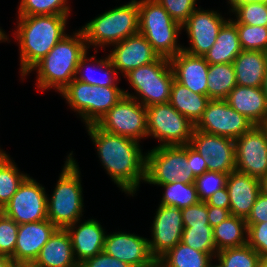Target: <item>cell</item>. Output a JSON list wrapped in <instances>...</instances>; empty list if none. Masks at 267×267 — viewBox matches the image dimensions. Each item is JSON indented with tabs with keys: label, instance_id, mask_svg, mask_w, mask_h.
<instances>
[{
	"label": "cell",
	"instance_id": "1",
	"mask_svg": "<svg viewBox=\"0 0 267 267\" xmlns=\"http://www.w3.org/2000/svg\"><path fill=\"white\" fill-rule=\"evenodd\" d=\"M86 127L107 174L123 192L134 196L146 176V154L139 141L105 132L96 124Z\"/></svg>",
	"mask_w": 267,
	"mask_h": 267
},
{
	"label": "cell",
	"instance_id": "2",
	"mask_svg": "<svg viewBox=\"0 0 267 267\" xmlns=\"http://www.w3.org/2000/svg\"><path fill=\"white\" fill-rule=\"evenodd\" d=\"M69 15L18 16L14 32L19 43L22 79L67 34Z\"/></svg>",
	"mask_w": 267,
	"mask_h": 267
},
{
	"label": "cell",
	"instance_id": "3",
	"mask_svg": "<svg viewBox=\"0 0 267 267\" xmlns=\"http://www.w3.org/2000/svg\"><path fill=\"white\" fill-rule=\"evenodd\" d=\"M83 32L79 29L72 35L67 34L53 49L36 63L30 71H37V88H55L59 93L75 79L80 59L87 53Z\"/></svg>",
	"mask_w": 267,
	"mask_h": 267
},
{
	"label": "cell",
	"instance_id": "4",
	"mask_svg": "<svg viewBox=\"0 0 267 267\" xmlns=\"http://www.w3.org/2000/svg\"><path fill=\"white\" fill-rule=\"evenodd\" d=\"M72 154L66 158L51 198L47 197L48 220L61 229L80 220L84 211L80 170Z\"/></svg>",
	"mask_w": 267,
	"mask_h": 267
},
{
	"label": "cell",
	"instance_id": "5",
	"mask_svg": "<svg viewBox=\"0 0 267 267\" xmlns=\"http://www.w3.org/2000/svg\"><path fill=\"white\" fill-rule=\"evenodd\" d=\"M88 48H104L139 33L138 0L106 11L81 27Z\"/></svg>",
	"mask_w": 267,
	"mask_h": 267
},
{
	"label": "cell",
	"instance_id": "6",
	"mask_svg": "<svg viewBox=\"0 0 267 267\" xmlns=\"http://www.w3.org/2000/svg\"><path fill=\"white\" fill-rule=\"evenodd\" d=\"M138 7L139 33L159 57L171 59L183 50L177 43L182 25L173 20L157 0H139Z\"/></svg>",
	"mask_w": 267,
	"mask_h": 267
},
{
	"label": "cell",
	"instance_id": "7",
	"mask_svg": "<svg viewBox=\"0 0 267 267\" xmlns=\"http://www.w3.org/2000/svg\"><path fill=\"white\" fill-rule=\"evenodd\" d=\"M125 90L119 87H101L74 79L60 95L73 111L78 112L85 125L97 124L123 97Z\"/></svg>",
	"mask_w": 267,
	"mask_h": 267
},
{
	"label": "cell",
	"instance_id": "8",
	"mask_svg": "<svg viewBox=\"0 0 267 267\" xmlns=\"http://www.w3.org/2000/svg\"><path fill=\"white\" fill-rule=\"evenodd\" d=\"M125 77L139 97L128 91H124L125 96L145 107L170 102L174 75L168 58L159 57L150 64L131 70Z\"/></svg>",
	"mask_w": 267,
	"mask_h": 267
},
{
	"label": "cell",
	"instance_id": "9",
	"mask_svg": "<svg viewBox=\"0 0 267 267\" xmlns=\"http://www.w3.org/2000/svg\"><path fill=\"white\" fill-rule=\"evenodd\" d=\"M146 154L145 182L165 185L173 182L194 183L190 163L187 161V144L175 146H156Z\"/></svg>",
	"mask_w": 267,
	"mask_h": 267
},
{
	"label": "cell",
	"instance_id": "10",
	"mask_svg": "<svg viewBox=\"0 0 267 267\" xmlns=\"http://www.w3.org/2000/svg\"><path fill=\"white\" fill-rule=\"evenodd\" d=\"M148 136L157 138V146L189 144L195 126L170 103L146 107Z\"/></svg>",
	"mask_w": 267,
	"mask_h": 267
},
{
	"label": "cell",
	"instance_id": "11",
	"mask_svg": "<svg viewBox=\"0 0 267 267\" xmlns=\"http://www.w3.org/2000/svg\"><path fill=\"white\" fill-rule=\"evenodd\" d=\"M96 125L105 132L137 141L148 137L146 107L127 96L116 103Z\"/></svg>",
	"mask_w": 267,
	"mask_h": 267
},
{
	"label": "cell",
	"instance_id": "12",
	"mask_svg": "<svg viewBox=\"0 0 267 267\" xmlns=\"http://www.w3.org/2000/svg\"><path fill=\"white\" fill-rule=\"evenodd\" d=\"M45 188L28 176L1 210L18 225L48 219Z\"/></svg>",
	"mask_w": 267,
	"mask_h": 267
},
{
	"label": "cell",
	"instance_id": "13",
	"mask_svg": "<svg viewBox=\"0 0 267 267\" xmlns=\"http://www.w3.org/2000/svg\"><path fill=\"white\" fill-rule=\"evenodd\" d=\"M255 125L233 109L226 100H209L196 130L237 139Z\"/></svg>",
	"mask_w": 267,
	"mask_h": 267
},
{
	"label": "cell",
	"instance_id": "14",
	"mask_svg": "<svg viewBox=\"0 0 267 267\" xmlns=\"http://www.w3.org/2000/svg\"><path fill=\"white\" fill-rule=\"evenodd\" d=\"M236 170L257 179L267 174V129L254 126L234 139Z\"/></svg>",
	"mask_w": 267,
	"mask_h": 267
},
{
	"label": "cell",
	"instance_id": "15",
	"mask_svg": "<svg viewBox=\"0 0 267 267\" xmlns=\"http://www.w3.org/2000/svg\"><path fill=\"white\" fill-rule=\"evenodd\" d=\"M189 145L203 157L208 171L228 175L236 170L234 139L194 128Z\"/></svg>",
	"mask_w": 267,
	"mask_h": 267
},
{
	"label": "cell",
	"instance_id": "16",
	"mask_svg": "<svg viewBox=\"0 0 267 267\" xmlns=\"http://www.w3.org/2000/svg\"><path fill=\"white\" fill-rule=\"evenodd\" d=\"M226 21L217 11L196 9L182 25L190 39V47L183 46V51L204 56L215 44L218 32Z\"/></svg>",
	"mask_w": 267,
	"mask_h": 267
},
{
	"label": "cell",
	"instance_id": "17",
	"mask_svg": "<svg viewBox=\"0 0 267 267\" xmlns=\"http://www.w3.org/2000/svg\"><path fill=\"white\" fill-rule=\"evenodd\" d=\"M152 239H148L152 257L158 261L181 242L184 230L181 209L159 205L152 224Z\"/></svg>",
	"mask_w": 267,
	"mask_h": 267
},
{
	"label": "cell",
	"instance_id": "18",
	"mask_svg": "<svg viewBox=\"0 0 267 267\" xmlns=\"http://www.w3.org/2000/svg\"><path fill=\"white\" fill-rule=\"evenodd\" d=\"M103 252L132 267H151L156 262L150 253L148 238L134 233H106Z\"/></svg>",
	"mask_w": 267,
	"mask_h": 267
},
{
	"label": "cell",
	"instance_id": "19",
	"mask_svg": "<svg viewBox=\"0 0 267 267\" xmlns=\"http://www.w3.org/2000/svg\"><path fill=\"white\" fill-rule=\"evenodd\" d=\"M113 46L108 56L116 71L123 73V76L159 58L147 39L140 33L127 37Z\"/></svg>",
	"mask_w": 267,
	"mask_h": 267
},
{
	"label": "cell",
	"instance_id": "20",
	"mask_svg": "<svg viewBox=\"0 0 267 267\" xmlns=\"http://www.w3.org/2000/svg\"><path fill=\"white\" fill-rule=\"evenodd\" d=\"M57 229L48 219L19 224L12 262L35 261L42 247Z\"/></svg>",
	"mask_w": 267,
	"mask_h": 267
},
{
	"label": "cell",
	"instance_id": "21",
	"mask_svg": "<svg viewBox=\"0 0 267 267\" xmlns=\"http://www.w3.org/2000/svg\"><path fill=\"white\" fill-rule=\"evenodd\" d=\"M174 80L190 91L207 96L209 63L203 56H194L180 51L169 59Z\"/></svg>",
	"mask_w": 267,
	"mask_h": 267
},
{
	"label": "cell",
	"instance_id": "22",
	"mask_svg": "<svg viewBox=\"0 0 267 267\" xmlns=\"http://www.w3.org/2000/svg\"><path fill=\"white\" fill-rule=\"evenodd\" d=\"M80 221L65 228L70 236L74 257L78 264L101 253L106 236L105 229L102 228L99 221L89 219L81 224Z\"/></svg>",
	"mask_w": 267,
	"mask_h": 267
},
{
	"label": "cell",
	"instance_id": "23",
	"mask_svg": "<svg viewBox=\"0 0 267 267\" xmlns=\"http://www.w3.org/2000/svg\"><path fill=\"white\" fill-rule=\"evenodd\" d=\"M226 187L230 199V214L246 220L260 193L259 179L234 170L227 175Z\"/></svg>",
	"mask_w": 267,
	"mask_h": 267
},
{
	"label": "cell",
	"instance_id": "24",
	"mask_svg": "<svg viewBox=\"0 0 267 267\" xmlns=\"http://www.w3.org/2000/svg\"><path fill=\"white\" fill-rule=\"evenodd\" d=\"M225 100L255 126L267 123V98L261 87L236 85Z\"/></svg>",
	"mask_w": 267,
	"mask_h": 267
},
{
	"label": "cell",
	"instance_id": "25",
	"mask_svg": "<svg viewBox=\"0 0 267 267\" xmlns=\"http://www.w3.org/2000/svg\"><path fill=\"white\" fill-rule=\"evenodd\" d=\"M41 267H79L66 229L58 228L35 260Z\"/></svg>",
	"mask_w": 267,
	"mask_h": 267
},
{
	"label": "cell",
	"instance_id": "26",
	"mask_svg": "<svg viewBox=\"0 0 267 267\" xmlns=\"http://www.w3.org/2000/svg\"><path fill=\"white\" fill-rule=\"evenodd\" d=\"M239 86L262 87L267 68V52L242 50L233 61Z\"/></svg>",
	"mask_w": 267,
	"mask_h": 267
},
{
	"label": "cell",
	"instance_id": "27",
	"mask_svg": "<svg viewBox=\"0 0 267 267\" xmlns=\"http://www.w3.org/2000/svg\"><path fill=\"white\" fill-rule=\"evenodd\" d=\"M241 51L236 24L227 19L218 32L215 44L203 57L209 64L233 63Z\"/></svg>",
	"mask_w": 267,
	"mask_h": 267
},
{
	"label": "cell",
	"instance_id": "28",
	"mask_svg": "<svg viewBox=\"0 0 267 267\" xmlns=\"http://www.w3.org/2000/svg\"><path fill=\"white\" fill-rule=\"evenodd\" d=\"M209 100L208 96L194 93L176 80L172 83L169 103L194 126L202 118Z\"/></svg>",
	"mask_w": 267,
	"mask_h": 267
},
{
	"label": "cell",
	"instance_id": "29",
	"mask_svg": "<svg viewBox=\"0 0 267 267\" xmlns=\"http://www.w3.org/2000/svg\"><path fill=\"white\" fill-rule=\"evenodd\" d=\"M87 54L88 52L80 59V62L77 66L75 79L82 81L84 83H88L90 85H95V86L118 87L117 81L119 80L118 79L119 72H117L116 69L114 68L109 56L107 55L105 59L102 58L100 60H97V59H94L95 58L94 56L87 57ZM89 62H92V63L95 62L97 65V68L99 67L98 68V70H100L99 72H101V70L103 71L102 72L103 76L101 75H100L101 77H98V75L96 76L98 70L95 67V63L93 65L94 66L93 68L92 64L91 65L88 64ZM83 68H84V71L85 69H87V72L89 71L88 72L89 75L82 72ZM94 69L97 71L95 72Z\"/></svg>",
	"mask_w": 267,
	"mask_h": 267
},
{
	"label": "cell",
	"instance_id": "30",
	"mask_svg": "<svg viewBox=\"0 0 267 267\" xmlns=\"http://www.w3.org/2000/svg\"><path fill=\"white\" fill-rule=\"evenodd\" d=\"M246 220L234 215L228 216L219 225L213 228V239L216 251L247 244Z\"/></svg>",
	"mask_w": 267,
	"mask_h": 267
},
{
	"label": "cell",
	"instance_id": "31",
	"mask_svg": "<svg viewBox=\"0 0 267 267\" xmlns=\"http://www.w3.org/2000/svg\"><path fill=\"white\" fill-rule=\"evenodd\" d=\"M236 85L233 63L209 64L207 96L210 100H225Z\"/></svg>",
	"mask_w": 267,
	"mask_h": 267
},
{
	"label": "cell",
	"instance_id": "32",
	"mask_svg": "<svg viewBox=\"0 0 267 267\" xmlns=\"http://www.w3.org/2000/svg\"><path fill=\"white\" fill-rule=\"evenodd\" d=\"M215 255L195 250L180 242L157 262L163 267H208Z\"/></svg>",
	"mask_w": 267,
	"mask_h": 267
},
{
	"label": "cell",
	"instance_id": "33",
	"mask_svg": "<svg viewBox=\"0 0 267 267\" xmlns=\"http://www.w3.org/2000/svg\"><path fill=\"white\" fill-rule=\"evenodd\" d=\"M3 149H0V210L10 201L19 186L29 176L19 172L16 163Z\"/></svg>",
	"mask_w": 267,
	"mask_h": 267
},
{
	"label": "cell",
	"instance_id": "34",
	"mask_svg": "<svg viewBox=\"0 0 267 267\" xmlns=\"http://www.w3.org/2000/svg\"><path fill=\"white\" fill-rule=\"evenodd\" d=\"M229 12H234V23L267 27V0H240Z\"/></svg>",
	"mask_w": 267,
	"mask_h": 267
},
{
	"label": "cell",
	"instance_id": "35",
	"mask_svg": "<svg viewBox=\"0 0 267 267\" xmlns=\"http://www.w3.org/2000/svg\"><path fill=\"white\" fill-rule=\"evenodd\" d=\"M160 186L165 189L161 205L182 209L200 201L195 183L184 184L177 181Z\"/></svg>",
	"mask_w": 267,
	"mask_h": 267
},
{
	"label": "cell",
	"instance_id": "36",
	"mask_svg": "<svg viewBox=\"0 0 267 267\" xmlns=\"http://www.w3.org/2000/svg\"><path fill=\"white\" fill-rule=\"evenodd\" d=\"M216 258L223 267H259L261 261L260 255L248 244L221 250Z\"/></svg>",
	"mask_w": 267,
	"mask_h": 267
},
{
	"label": "cell",
	"instance_id": "37",
	"mask_svg": "<svg viewBox=\"0 0 267 267\" xmlns=\"http://www.w3.org/2000/svg\"><path fill=\"white\" fill-rule=\"evenodd\" d=\"M67 0H21L18 16L70 15Z\"/></svg>",
	"mask_w": 267,
	"mask_h": 267
},
{
	"label": "cell",
	"instance_id": "38",
	"mask_svg": "<svg viewBox=\"0 0 267 267\" xmlns=\"http://www.w3.org/2000/svg\"><path fill=\"white\" fill-rule=\"evenodd\" d=\"M181 242L189 247L208 254H217L210 225L184 227Z\"/></svg>",
	"mask_w": 267,
	"mask_h": 267
},
{
	"label": "cell",
	"instance_id": "39",
	"mask_svg": "<svg viewBox=\"0 0 267 267\" xmlns=\"http://www.w3.org/2000/svg\"><path fill=\"white\" fill-rule=\"evenodd\" d=\"M235 24L242 50L267 52V27Z\"/></svg>",
	"mask_w": 267,
	"mask_h": 267
},
{
	"label": "cell",
	"instance_id": "40",
	"mask_svg": "<svg viewBox=\"0 0 267 267\" xmlns=\"http://www.w3.org/2000/svg\"><path fill=\"white\" fill-rule=\"evenodd\" d=\"M226 179L227 174L216 171H207L201 176L196 177L194 183L199 200L205 202L217 190L224 188L226 186Z\"/></svg>",
	"mask_w": 267,
	"mask_h": 267
},
{
	"label": "cell",
	"instance_id": "41",
	"mask_svg": "<svg viewBox=\"0 0 267 267\" xmlns=\"http://www.w3.org/2000/svg\"><path fill=\"white\" fill-rule=\"evenodd\" d=\"M19 225L0 211V254L14 255Z\"/></svg>",
	"mask_w": 267,
	"mask_h": 267
},
{
	"label": "cell",
	"instance_id": "42",
	"mask_svg": "<svg viewBox=\"0 0 267 267\" xmlns=\"http://www.w3.org/2000/svg\"><path fill=\"white\" fill-rule=\"evenodd\" d=\"M173 20L183 25L197 9L196 0H157Z\"/></svg>",
	"mask_w": 267,
	"mask_h": 267
},
{
	"label": "cell",
	"instance_id": "43",
	"mask_svg": "<svg viewBox=\"0 0 267 267\" xmlns=\"http://www.w3.org/2000/svg\"><path fill=\"white\" fill-rule=\"evenodd\" d=\"M247 244L261 257L267 258V221L247 225Z\"/></svg>",
	"mask_w": 267,
	"mask_h": 267
},
{
	"label": "cell",
	"instance_id": "44",
	"mask_svg": "<svg viewBox=\"0 0 267 267\" xmlns=\"http://www.w3.org/2000/svg\"><path fill=\"white\" fill-rule=\"evenodd\" d=\"M184 227L209 225L208 206L205 202L199 201L197 204L181 209Z\"/></svg>",
	"mask_w": 267,
	"mask_h": 267
},
{
	"label": "cell",
	"instance_id": "45",
	"mask_svg": "<svg viewBox=\"0 0 267 267\" xmlns=\"http://www.w3.org/2000/svg\"><path fill=\"white\" fill-rule=\"evenodd\" d=\"M79 267H132L129 264L101 252L93 257L84 260Z\"/></svg>",
	"mask_w": 267,
	"mask_h": 267
},
{
	"label": "cell",
	"instance_id": "46",
	"mask_svg": "<svg viewBox=\"0 0 267 267\" xmlns=\"http://www.w3.org/2000/svg\"><path fill=\"white\" fill-rule=\"evenodd\" d=\"M267 221V195L259 193L257 199L252 207L251 213L246 219L247 225Z\"/></svg>",
	"mask_w": 267,
	"mask_h": 267
},
{
	"label": "cell",
	"instance_id": "47",
	"mask_svg": "<svg viewBox=\"0 0 267 267\" xmlns=\"http://www.w3.org/2000/svg\"><path fill=\"white\" fill-rule=\"evenodd\" d=\"M187 161L190 163L192 172L195 177L201 176L208 171L207 164L203 157L187 144Z\"/></svg>",
	"mask_w": 267,
	"mask_h": 267
},
{
	"label": "cell",
	"instance_id": "48",
	"mask_svg": "<svg viewBox=\"0 0 267 267\" xmlns=\"http://www.w3.org/2000/svg\"><path fill=\"white\" fill-rule=\"evenodd\" d=\"M205 203L207 206L220 207L223 209H228L230 211V199L227 187L217 190L212 194Z\"/></svg>",
	"mask_w": 267,
	"mask_h": 267
},
{
	"label": "cell",
	"instance_id": "49",
	"mask_svg": "<svg viewBox=\"0 0 267 267\" xmlns=\"http://www.w3.org/2000/svg\"><path fill=\"white\" fill-rule=\"evenodd\" d=\"M230 215L231 214L228 209L208 206V222L212 228L219 225L222 221H224Z\"/></svg>",
	"mask_w": 267,
	"mask_h": 267
},
{
	"label": "cell",
	"instance_id": "50",
	"mask_svg": "<svg viewBox=\"0 0 267 267\" xmlns=\"http://www.w3.org/2000/svg\"><path fill=\"white\" fill-rule=\"evenodd\" d=\"M11 267H41L35 261L30 262H12Z\"/></svg>",
	"mask_w": 267,
	"mask_h": 267
},
{
	"label": "cell",
	"instance_id": "51",
	"mask_svg": "<svg viewBox=\"0 0 267 267\" xmlns=\"http://www.w3.org/2000/svg\"><path fill=\"white\" fill-rule=\"evenodd\" d=\"M12 260L10 257L0 254V267H11Z\"/></svg>",
	"mask_w": 267,
	"mask_h": 267
},
{
	"label": "cell",
	"instance_id": "52",
	"mask_svg": "<svg viewBox=\"0 0 267 267\" xmlns=\"http://www.w3.org/2000/svg\"><path fill=\"white\" fill-rule=\"evenodd\" d=\"M260 192L267 195V174L259 179Z\"/></svg>",
	"mask_w": 267,
	"mask_h": 267
},
{
	"label": "cell",
	"instance_id": "53",
	"mask_svg": "<svg viewBox=\"0 0 267 267\" xmlns=\"http://www.w3.org/2000/svg\"><path fill=\"white\" fill-rule=\"evenodd\" d=\"M262 90L264 91V94L267 98V68H266V72H265V75H264V79H263V84H262Z\"/></svg>",
	"mask_w": 267,
	"mask_h": 267
},
{
	"label": "cell",
	"instance_id": "54",
	"mask_svg": "<svg viewBox=\"0 0 267 267\" xmlns=\"http://www.w3.org/2000/svg\"><path fill=\"white\" fill-rule=\"evenodd\" d=\"M5 31H3L2 29H1V27H0V42L1 41H7L8 40V38H7V35L4 33Z\"/></svg>",
	"mask_w": 267,
	"mask_h": 267
},
{
	"label": "cell",
	"instance_id": "55",
	"mask_svg": "<svg viewBox=\"0 0 267 267\" xmlns=\"http://www.w3.org/2000/svg\"><path fill=\"white\" fill-rule=\"evenodd\" d=\"M259 267H267V258L261 259Z\"/></svg>",
	"mask_w": 267,
	"mask_h": 267
},
{
	"label": "cell",
	"instance_id": "56",
	"mask_svg": "<svg viewBox=\"0 0 267 267\" xmlns=\"http://www.w3.org/2000/svg\"><path fill=\"white\" fill-rule=\"evenodd\" d=\"M219 264L213 265L211 262L209 263L208 267H223V265L218 262Z\"/></svg>",
	"mask_w": 267,
	"mask_h": 267
},
{
	"label": "cell",
	"instance_id": "57",
	"mask_svg": "<svg viewBox=\"0 0 267 267\" xmlns=\"http://www.w3.org/2000/svg\"><path fill=\"white\" fill-rule=\"evenodd\" d=\"M240 0H228L227 2L230 4V6L232 7L236 2H238Z\"/></svg>",
	"mask_w": 267,
	"mask_h": 267
},
{
	"label": "cell",
	"instance_id": "58",
	"mask_svg": "<svg viewBox=\"0 0 267 267\" xmlns=\"http://www.w3.org/2000/svg\"><path fill=\"white\" fill-rule=\"evenodd\" d=\"M151 267H163V266L160 265V264L156 261Z\"/></svg>",
	"mask_w": 267,
	"mask_h": 267
}]
</instances>
